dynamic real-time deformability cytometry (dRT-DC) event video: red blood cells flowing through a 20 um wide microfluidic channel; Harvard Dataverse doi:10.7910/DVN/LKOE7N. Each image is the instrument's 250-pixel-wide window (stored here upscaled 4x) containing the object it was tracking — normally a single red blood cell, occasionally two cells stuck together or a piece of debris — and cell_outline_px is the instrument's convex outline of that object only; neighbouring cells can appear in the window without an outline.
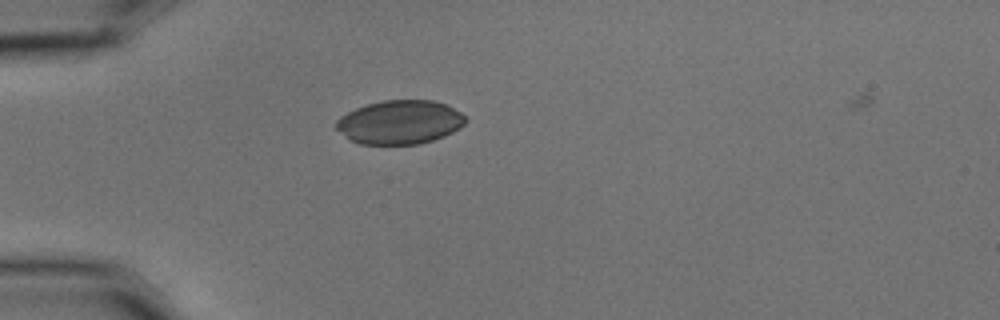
{"species": "common noctule bat (a hibernating species)", "species_latin": "Nyctalus noctula", "temperature_condition": "cold", "stored_images_in_passage": 2, "camera_frame_rate_fps": 3000, "um_per_image_px": 0.085, "animal": {"sex": "male", "body_mass_g": 15.6}, "frame": {"image": 1, "passage_image": 1, "time_ms": 0.0, "image_size_px": [1000, 320], "cell_outline_px": [[468, 120], [460, 128], [444, 136], [420, 144], [360, 144], [348, 140], [336, 128], [336, 120], [340, 116], [356, 108], [368, 104], [384, 100], [432, 100], [444, 104], [460, 112]], "centroid_in_image_um": [33.97, 10.39], "position_along_channel_um": 51.0, "area_um2": 33.0}}